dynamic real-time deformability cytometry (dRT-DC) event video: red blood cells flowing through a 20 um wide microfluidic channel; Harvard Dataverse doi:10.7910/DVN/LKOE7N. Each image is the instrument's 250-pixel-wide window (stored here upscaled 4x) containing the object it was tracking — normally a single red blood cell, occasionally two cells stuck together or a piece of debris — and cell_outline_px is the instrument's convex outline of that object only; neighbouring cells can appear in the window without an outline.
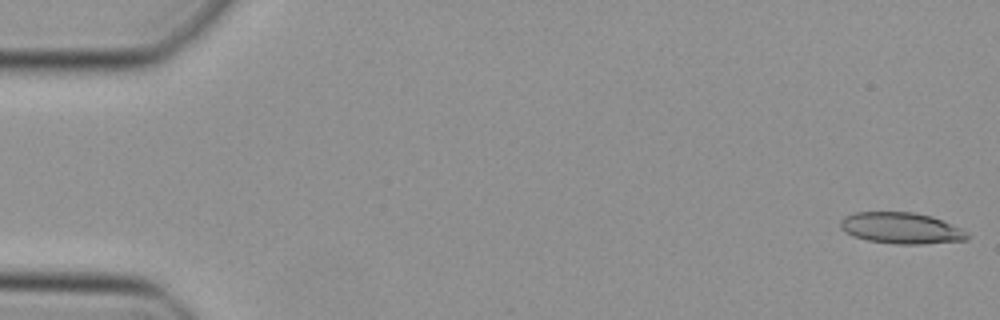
{"species": "Egyptian fruit bat (a non-hibernating species)", "species_latin": "Rousettus aegyptiacus", "temperature_condition": "cold", "stored_images_in_passage": 48, "camera_frame_rate_fps": 3000, "um_per_image_px": 0.085, "animal": {"sex": "female"}, "frame": {"image": 1, "passage_image": 1, "time_ms": 0.0, "image_size_px": [1000, 320], "cell_outline_px": [[972, 236], [968, 240], [924, 244], [896, 244], [868, 240], [852, 236], [844, 232], [840, 228], [840, 220], [844, 216], [856, 212], [912, 212], [932, 216], [960, 228]], "centroid_in_image_um": [76.6, 19.39], "position_along_channel_um": 8.4, "area_um2": 23.24}}
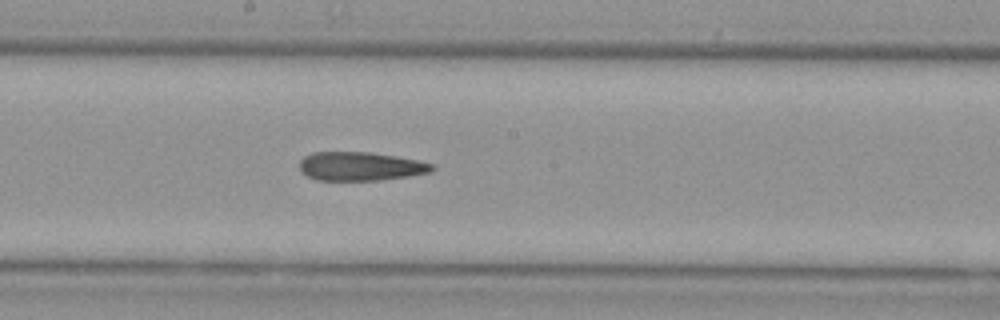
{"frame": {"image": 2, "passage_image": 26, "time_ms": 8.333, "image_size_px": [1000, 320], "cell_outline_px": [[436, 168], [432, 172], [408, 176], [380, 180], [316, 180], [300, 172], [300, 160], [304, 156], [312, 152], [372, 152], [420, 160], [436, 164]], "centroid_in_image_um": [30.68, 14.13], "position_along_channel_um": 217.5, "area_um2": 22.48}}
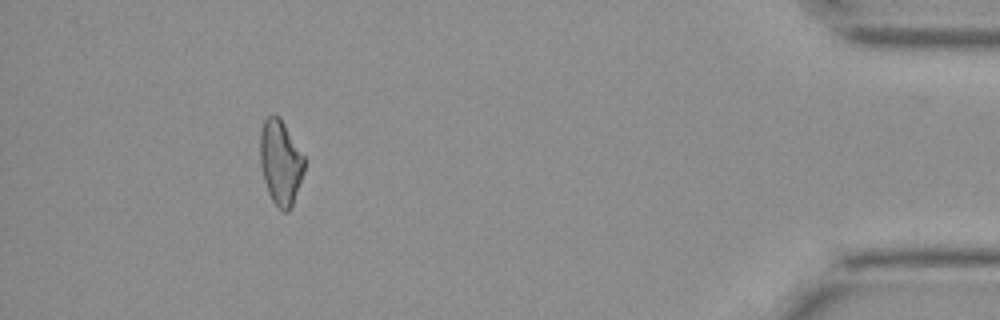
{"frame": {"image": 3, "passage_image": 44, "time_ms": 14.333, "image_size_px": [1000, 320], "cell_outline_px": [[304, 172], [292, 204], [288, 212], [284, 212], [272, 200], [268, 192], [264, 180], [260, 164], [260, 132], [264, 120], [272, 112], [280, 116], [304, 156]], "centroid_in_image_um": [23.83, 13.75], "position_along_channel_um": 411.4, "area_um2": 21.79}}